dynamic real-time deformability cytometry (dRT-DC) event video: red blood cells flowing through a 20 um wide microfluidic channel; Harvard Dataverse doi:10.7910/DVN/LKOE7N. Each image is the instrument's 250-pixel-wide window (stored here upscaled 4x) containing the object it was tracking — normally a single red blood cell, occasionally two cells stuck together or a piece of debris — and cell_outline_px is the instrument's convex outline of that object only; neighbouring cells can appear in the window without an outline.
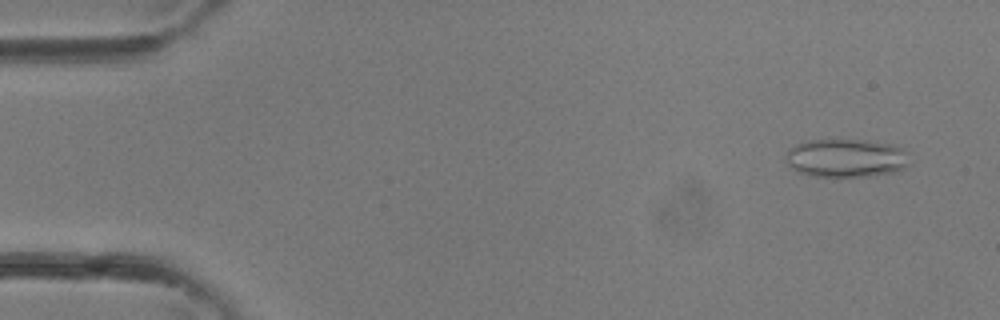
{"species": "common noctule bat (a hibernating species)", "species_latin": "Nyctalus noctula", "temperature_condition": "room temperature", "stored_images_in_passage": 32, "camera_frame_rate_fps": 3000, "um_per_image_px": 0.085, "animal": {"sex": "female"}, "frame": {"image": 1, "passage_image": 3, "time_ms": 0.667, "image_size_px": [1000, 320], "cell_outline_px": [[908, 164], [904, 168], [896, 172], [868, 176], [812, 176], [800, 172], [792, 168], [788, 164], [788, 148], [796, 144], [808, 140], [856, 140], [892, 144], [900, 148]], "centroid_in_image_um": [71.87, 13.44], "position_along_channel_um": 13.1, "area_um2": 27.05}}
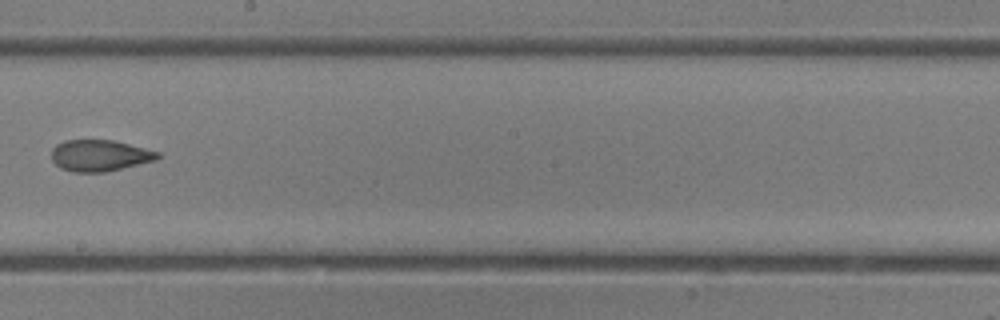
{"frame": {"image": 2, "passage_image": 21, "time_ms": 6.667, "image_size_px": [1000, 320], "cell_outline_px": [[160, 156], [156, 160], [104, 172], [72, 172], [60, 168], [52, 160], [52, 148], [56, 144], [64, 140], [112, 140], [160, 152]], "centroid_in_image_um": [8.44, 13.22], "position_along_channel_um": 239.8, "area_um2": 19.31}}
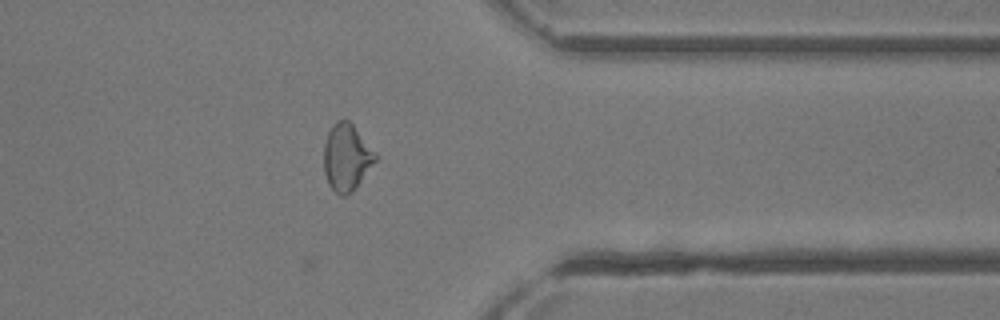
{"frame": {"image": 3, "passage_image": 29, "time_ms": 9.333, "image_size_px": [1000, 320], "cell_outline_px": [[380, 156], [356, 188], [352, 192], [344, 196], [340, 196], [328, 184], [324, 172], [324, 144], [328, 132], [332, 124], [336, 120], [348, 120], [352, 124]], "centroid_in_image_um": [29.48, 13.38], "position_along_channel_um": 381.9, "area_um2": 20.35}}